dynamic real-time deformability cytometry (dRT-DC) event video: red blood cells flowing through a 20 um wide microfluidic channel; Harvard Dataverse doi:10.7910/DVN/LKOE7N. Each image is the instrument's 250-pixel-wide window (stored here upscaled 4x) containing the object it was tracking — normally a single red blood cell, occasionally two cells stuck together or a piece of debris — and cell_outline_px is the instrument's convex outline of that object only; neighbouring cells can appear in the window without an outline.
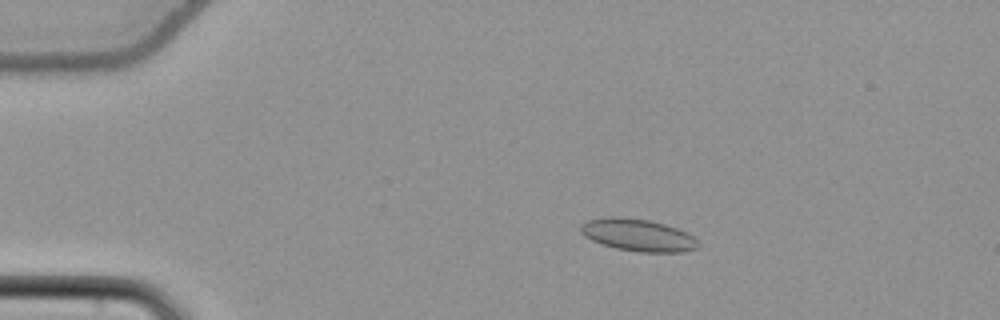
{"species": "common noctule bat (a hibernating species)", "species_latin": "Nyctalus noctula", "temperature_condition": "cold", "stored_images_in_passage": 55, "camera_frame_rate_fps": 3000, "um_per_image_px": 0.085, "animal": {"sex": "female", "body_mass_g": 22.7, "forearm_length_mm": 54.2}, "frame": {"image": 1, "passage_image": 11, "time_ms": 3.333, "image_size_px": [1000, 320], "cell_outline_px": [[700, 248], [684, 252], [640, 252], [616, 248], [600, 244], [584, 236], [580, 232], [580, 224], [588, 220], [608, 216], [620, 216], [648, 220], [664, 224], [676, 228], [692, 236], [700, 244]], "centroid_in_image_um": [54.2, 19.98], "position_along_channel_um": 30.8, "area_um2": 22.2}}
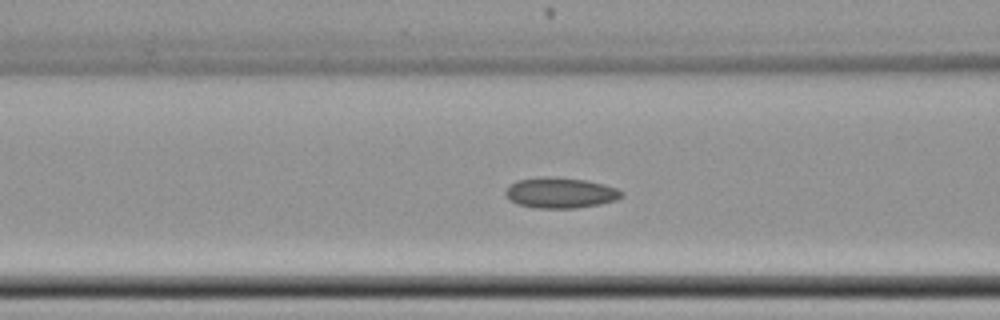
{"frame": {"image": 2, "passage_image": 23, "time_ms": 7.333, "image_size_px": [1000, 320], "cell_outline_px": [[624, 196], [616, 200], [600, 204], [576, 208], [536, 208], [516, 204], [508, 200], [504, 192], [516, 180], [556, 176], [584, 180], [604, 184], [616, 188], [624, 192]], "centroid_in_image_um": [47.64, 16.4], "position_along_channel_um": 119.0, "area_um2": 20.75}}
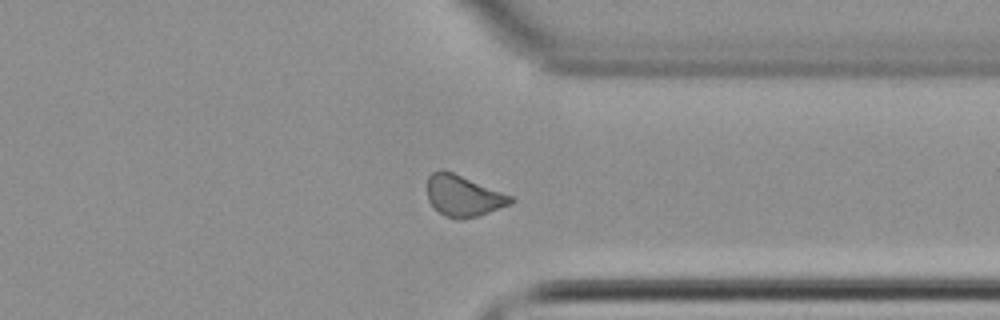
{"frame": {"image": 3, "passage_image": 43, "time_ms": 14.0, "image_size_px": [1000, 320], "cell_outline_px": [[516, 200], [512, 204], [480, 216], [460, 220], [456, 220], [444, 216], [428, 200], [428, 176], [432, 172], [452, 172], [512, 196]], "centroid_in_image_um": [39.43, 16.7], "position_along_channel_um": 372.0, "area_um2": 19.83}, "authors_computed_cell_mechanics": {"area_um2": 20.23, "velocity_mm_per_s": 3.8075, "shape_relaxation_time_tau1_ms": null, "shape_relaxation_time_tau2_ms": 3.9088, "deformation_change_tau1": null, "deformation_change_tau2": 0.0788}}